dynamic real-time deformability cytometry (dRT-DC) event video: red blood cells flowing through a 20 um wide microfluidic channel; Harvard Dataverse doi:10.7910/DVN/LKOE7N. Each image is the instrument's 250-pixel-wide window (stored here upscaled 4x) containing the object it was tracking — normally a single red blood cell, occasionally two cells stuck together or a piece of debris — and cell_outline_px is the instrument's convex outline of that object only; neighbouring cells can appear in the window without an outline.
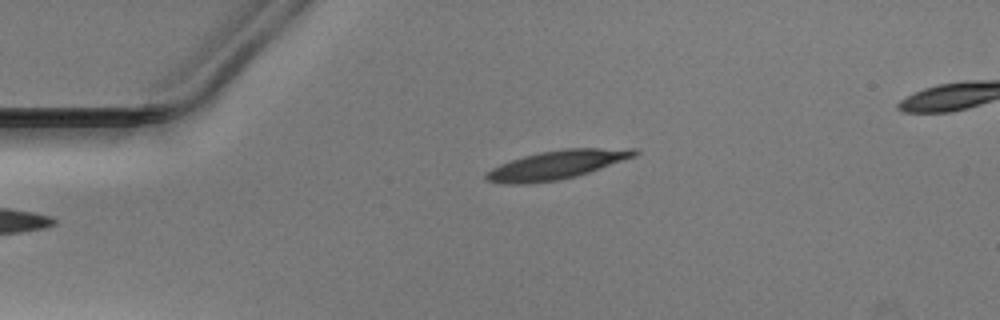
{"species": "Egyptian fruit bat (a non-hibernating species)", "species_latin": "Rousettus aegyptiacus", "temperature_condition": "warm", "stored_images_in_passage": 35, "camera_frame_rate_fps": 3000, "um_per_image_px": 0.085, "animal": {"sex": "male"}, "frame": {"image": 1, "passage_image": 1, "time_ms": 0.0, "image_size_px": [1000, 320], "cell_outline_px": [[640, 152], [636, 156], [576, 176], [556, 180], [528, 184], [504, 184], [488, 180], [484, 176], [492, 168], [500, 164], [524, 156], [540, 152], [564, 148], [636, 148]], "centroid_in_image_um": [47.35, 14.0], "position_along_channel_um": 37.6, "area_um2": 24.62}}
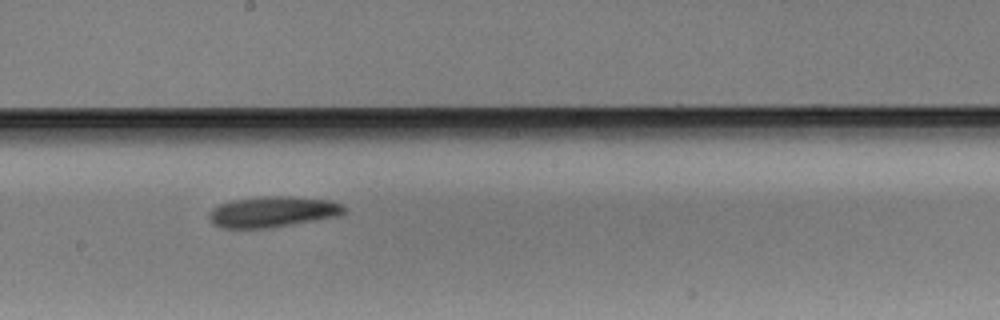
{"frame": {"image": 2, "passage_image": 18, "time_ms": 5.667, "image_size_px": [1000, 320], "cell_outline_px": [[348, 212], [336, 216], [292, 224], [268, 228], [220, 228], [212, 224], [208, 220], [208, 212], [212, 208], [220, 204], [232, 200], [256, 196], [292, 196], [332, 200], [344, 204], [348, 208]], "centroid_in_image_um": [23.17, 17.99], "position_along_channel_um": 225.0, "area_um2": 24.74}}
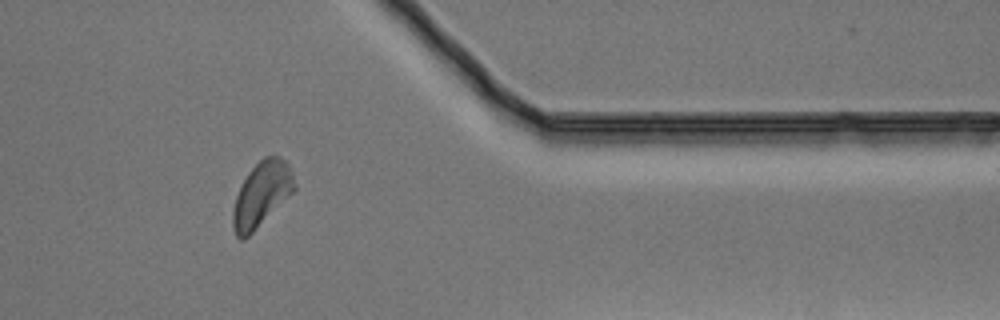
{"frame": {"image": 3, "passage_image": 32, "time_ms": 10.333, "image_size_px": [1000, 320], "cell_outline_px": [[296, 188], [244, 240], [240, 240], [236, 236], [232, 224], [232, 212], [236, 196], [248, 172], [264, 156], [280, 156], [288, 164], [292, 172], [296, 184]], "centroid_in_image_um": [22.22, 16.5], "position_along_channel_um": 389.2, "area_um2": 22.77}}